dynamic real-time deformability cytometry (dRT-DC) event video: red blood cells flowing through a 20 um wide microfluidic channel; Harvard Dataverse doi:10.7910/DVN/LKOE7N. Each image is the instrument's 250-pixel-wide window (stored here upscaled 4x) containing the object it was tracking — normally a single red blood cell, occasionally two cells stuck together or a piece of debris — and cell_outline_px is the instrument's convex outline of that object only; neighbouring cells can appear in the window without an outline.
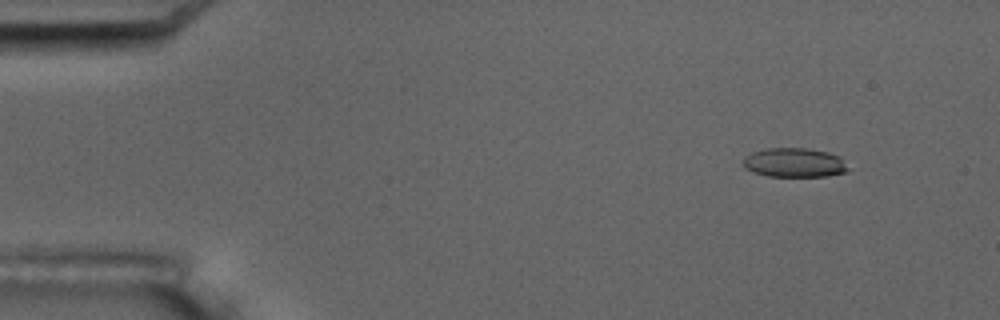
{"species": "common noctule bat (a hibernating species)", "species_latin": "Nyctalus noctula", "temperature_condition": "room temperature", "stored_images_in_passage": 4, "camera_frame_rate_fps": 3000, "um_per_image_px": 0.085, "animal": {"sex": "male", "body_mass_g": 17.5, "forearm_length_mm": 52.3}, "frame": {"image": 1, "passage_image": 1, "time_ms": 0.0, "image_size_px": [1000, 320], "cell_outline_px": [[848, 172], [828, 176], [768, 176], [752, 172], [744, 168], [744, 156], [752, 152], [768, 148], [804, 148], [828, 152], [840, 156], [848, 168]], "centroid_in_image_um": [67.52, 13.83], "position_along_channel_um": 17.5, "area_um2": 17.92}}